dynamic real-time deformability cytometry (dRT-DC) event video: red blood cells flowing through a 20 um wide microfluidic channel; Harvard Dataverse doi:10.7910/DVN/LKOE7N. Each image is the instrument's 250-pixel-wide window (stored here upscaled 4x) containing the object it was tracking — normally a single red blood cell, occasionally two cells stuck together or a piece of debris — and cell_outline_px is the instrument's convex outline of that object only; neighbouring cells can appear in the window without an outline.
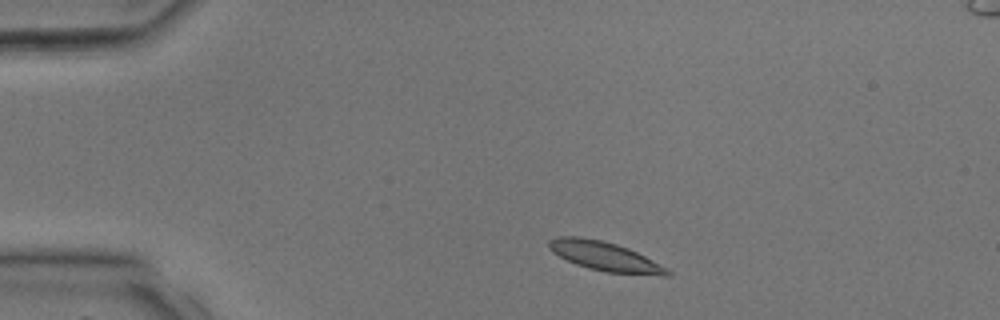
{"species": "common noctule bat (a hibernating species)", "species_latin": "Nyctalus noctula", "temperature_condition": "room temperature", "stored_images_in_passage": 3, "camera_frame_rate_fps": 3000, "um_per_image_px": 0.085, "animal": {"sex": "male", "body_mass_g": 17.9, "forearm_length_mm": 54.2}, "frame": {"image": 1, "passage_image": 1, "time_ms": 0.0, "image_size_px": [1000, 320], "cell_outline_px": [[672, 272], [668, 276], [664, 276], [604, 272], [588, 268], [576, 264], [552, 252], [548, 248], [548, 240], [556, 236], [580, 236], [600, 240], [616, 244], [628, 248], [668, 268]], "centroid_in_image_um": [51.4, 21.79], "position_along_channel_um": 33.6, "area_um2": 20.17}}